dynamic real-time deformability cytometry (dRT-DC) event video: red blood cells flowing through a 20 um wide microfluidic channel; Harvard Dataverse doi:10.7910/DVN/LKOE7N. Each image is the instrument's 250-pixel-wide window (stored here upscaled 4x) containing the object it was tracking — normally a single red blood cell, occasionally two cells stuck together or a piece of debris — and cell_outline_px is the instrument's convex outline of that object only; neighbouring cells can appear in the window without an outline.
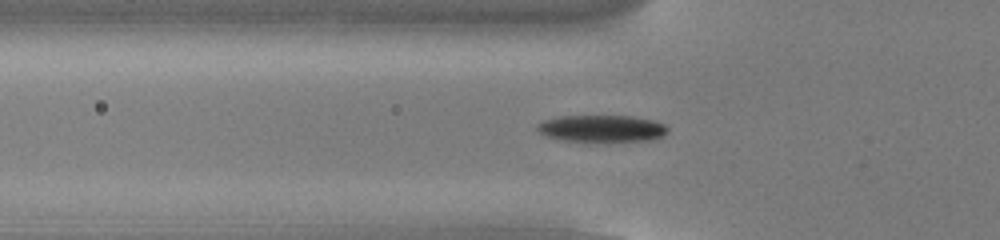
{"species": "common noctule bat (a hibernating species)", "species_latin": "Nyctalus noctula", "temperature_condition": "cold", "stored_images_in_passage": 55, "camera_frame_rate_fps": 3000, "um_per_image_px": 0.085, "animal": {"sex": "male", "body_mass_g": 13.0, "forearm_length_mm": 53.1}, "frame": {"image": 1, "passage_image": 19, "time_ms": 6.0, "image_size_px": [1000, 240], "cell_outline_px": [[668, 132], [664, 136], [652, 140], [564, 140], [544, 136], [536, 128], [536, 124], [544, 120], [560, 116], [632, 116], [656, 120], [664, 124], [668, 128]], "centroid_in_image_um": [51.18, 10.9], "position_along_channel_um": 74.6, "area_um2": 20.23}}
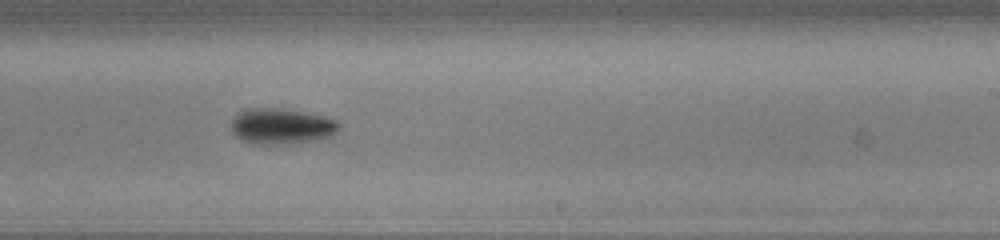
{"frame": {"image": 2, "passage_image": 34, "time_ms": 11.0, "image_size_px": [1000, 240], "cell_outline_px": [[340, 128], [328, 136], [288, 144], [252, 144], [240, 140], [232, 132], [232, 120], [240, 112], [248, 108], [280, 108], [304, 112], [336, 120], [340, 124]], "centroid_in_image_um": [23.86, 10.73], "position_along_channel_um": 265.1, "area_um2": 22.08}}
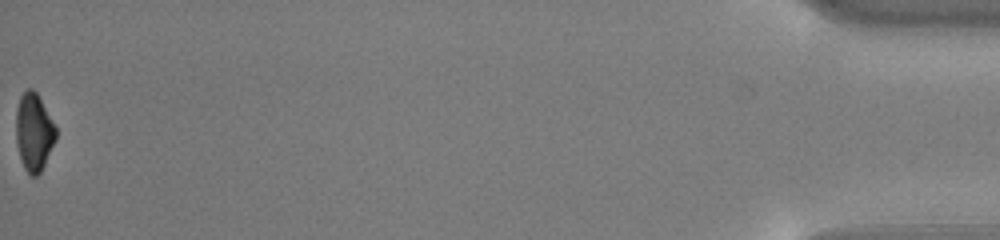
{"frame": {"image": 3, "passage_image": 55, "time_ms": 18.0, "image_size_px": [1000, 240], "cell_outline_px": [[56, 140], [40, 172], [36, 176], [32, 176], [24, 168], [16, 144], [16, 108], [20, 96], [28, 88], [32, 88], [36, 92], [56, 128]], "centroid_in_image_um": [2.86, 11.22], "position_along_channel_um": 432.3, "area_um2": 17.8}, "authors_computed_cell_mechanics": {"area_um2": 19.1896, "velocity_mm_per_s": 3.8112, "shape_relaxation_time_tau1_ms": 1.9369, "shape_relaxation_time_tau2_ms": null, "deformation_change_tau1": 0.1532, "deformation_change_tau2": null}}